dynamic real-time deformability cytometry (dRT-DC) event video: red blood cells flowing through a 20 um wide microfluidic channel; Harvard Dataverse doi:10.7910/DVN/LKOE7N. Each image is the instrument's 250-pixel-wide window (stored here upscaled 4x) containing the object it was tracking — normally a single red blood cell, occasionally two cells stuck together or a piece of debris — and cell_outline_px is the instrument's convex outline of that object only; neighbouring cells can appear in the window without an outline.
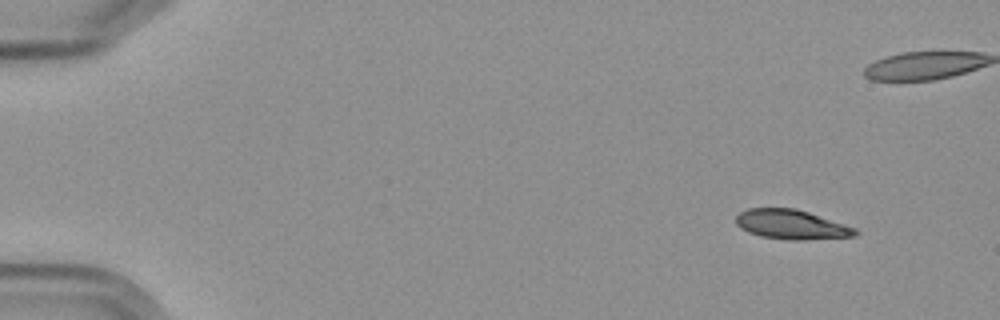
{"species": "Egyptian fruit bat (a non-hibernating species)", "species_latin": "Rousettus aegyptiacus", "temperature_condition": "cold", "stored_images_in_passage": 11, "camera_frame_rate_fps": 3000, "um_per_image_px": 0.085, "frame": {"image": 1, "passage_image": 1, "time_ms": 0.0, "image_size_px": [1000, 320], "cell_outline_px": [[860, 232], [856, 236], [796, 240], [792, 240], [760, 236], [748, 232], [740, 228], [736, 224], [736, 216], [740, 212], [748, 208], [796, 208], [856, 228]], "centroid_in_image_um": [67.26, 19.08], "position_along_channel_um": 17.7, "area_um2": 20.4}}
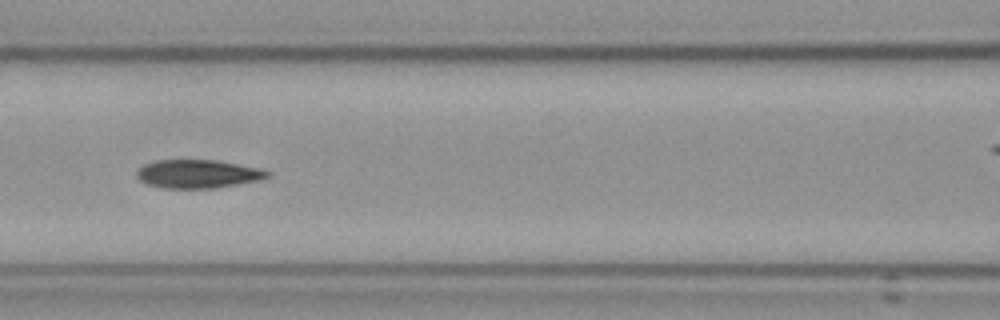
{"frame": {"image": 2, "passage_image": 7, "time_ms": 7.0, "image_size_px": [1000, 320], "cell_outline_px": [[272, 176], [260, 180], [216, 188], [164, 188], [148, 184], [140, 180], [136, 176], [136, 172], [144, 164], [156, 160], [216, 160], [256, 168], [272, 172]], "centroid_in_image_um": [16.83, 14.78], "position_along_channel_um": 149.8, "area_um2": 21.56}}